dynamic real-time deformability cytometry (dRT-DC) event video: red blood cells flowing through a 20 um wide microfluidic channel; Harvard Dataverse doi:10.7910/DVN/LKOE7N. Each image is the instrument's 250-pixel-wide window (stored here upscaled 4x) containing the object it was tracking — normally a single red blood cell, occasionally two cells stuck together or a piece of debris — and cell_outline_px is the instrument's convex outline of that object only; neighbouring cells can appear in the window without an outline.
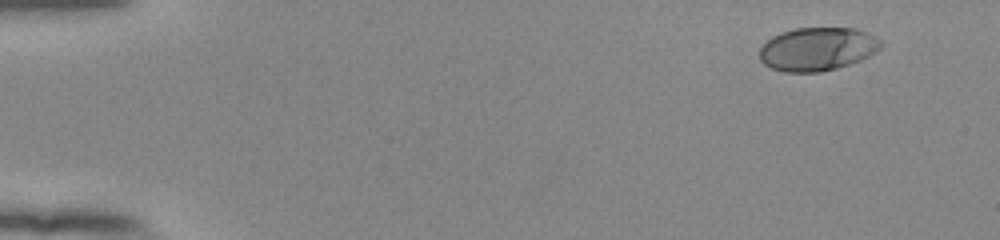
{"species": "human", "species_latin": "Homo sapiens", "temperature_condition": "room temperature", "stored_images_in_passage": 50, "camera_frame_rate_fps": 3000, "um_per_image_px": 0.085, "donor": {"sex": "female"}, "frame": {"image": 1, "passage_image": 1, "time_ms": 0.0, "image_size_px": [1000, 240], "cell_outline_px": [[884, 44], [876, 52], [860, 60], [836, 68], [820, 72], [784, 72], [772, 68], [764, 64], [760, 60], [760, 48], [772, 36], [780, 32], [796, 28], [856, 28], [868, 32], [876, 36]], "centroid_in_image_um": [69.5, 4.16], "position_along_channel_um": 15.5, "area_um2": 30.75}}
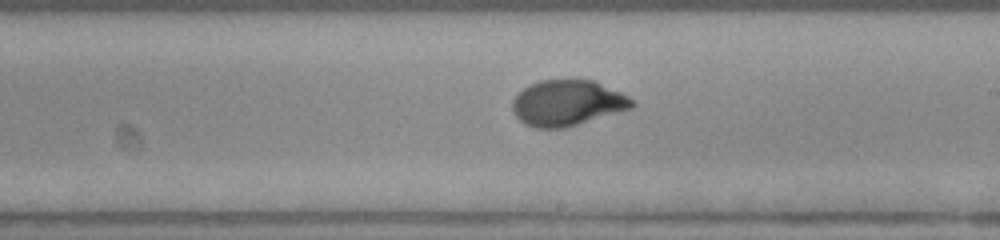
{"frame": {"image": 2, "passage_image": 29, "time_ms": 9.333, "image_size_px": [1000, 240], "cell_outline_px": [[636, 104], [632, 108], [564, 128], [536, 128], [524, 124], [516, 116], [512, 108], [512, 100], [516, 92], [528, 84], [540, 80], [596, 80], [636, 100]], "centroid_in_image_um": [48.21, 8.74], "position_along_channel_um": 240.8, "area_um2": 32.14}}
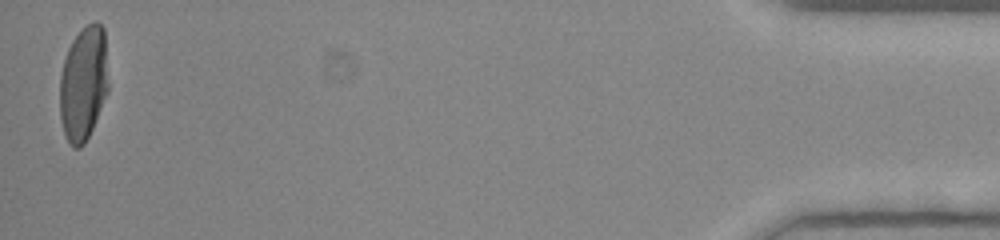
{"frame": {"image": 3, "passage_image": 50, "time_ms": 16.333, "image_size_px": [1000, 240], "cell_outline_px": [[108, 92], [92, 128], [84, 144], [80, 148], [72, 148], [68, 144], [64, 136], [60, 120], [60, 76], [64, 60], [68, 48], [72, 40], [88, 24], [96, 20], [104, 28], [108, 84]], "centroid_in_image_um": [7.08, 7.14], "position_along_channel_um": 428.1, "area_um2": 32.54}, "authors_computed_cell_mechanics": {"area_um2": 31.8189, "velocity_mm_per_s": 3.8659, "shape_relaxation_time_tau1_ms": 3.7937, "shape_relaxation_time_tau2_ms": null, "deformation_change_tau1": 0.188, "deformation_change_tau2": null}}